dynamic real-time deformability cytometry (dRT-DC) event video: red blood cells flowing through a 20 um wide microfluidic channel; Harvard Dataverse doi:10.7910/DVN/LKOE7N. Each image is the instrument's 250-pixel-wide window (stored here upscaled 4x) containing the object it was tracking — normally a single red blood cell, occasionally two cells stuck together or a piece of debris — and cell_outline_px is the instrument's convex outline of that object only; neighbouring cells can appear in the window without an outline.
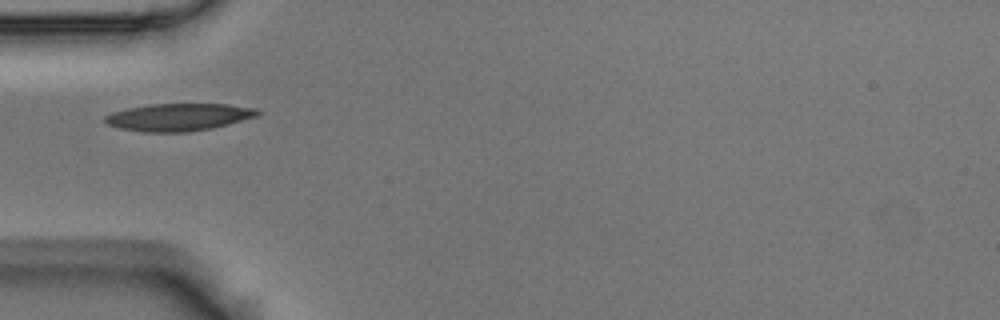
{"species": "Egyptian fruit bat (a non-hibernating species)", "species_latin": "Rousettus aegyptiacus", "temperature_condition": "room temperature", "stored_images_in_passage": 3, "camera_frame_rate_fps": 3000, "um_per_image_px": 0.085, "animal": {"sex": "male"}, "frame": {"image": 1, "passage_image": 1, "time_ms": 0.0, "image_size_px": [1000, 320], "cell_outline_px": [[260, 112], [256, 116], [228, 124], [212, 128], [188, 132], [144, 132], [120, 128], [108, 124], [104, 120], [104, 116], [112, 112], [128, 108], [148, 104], [228, 104], [260, 108]], "centroid_in_image_um": [15.2, 9.95], "position_along_channel_um": 69.8, "area_um2": 24.39}}
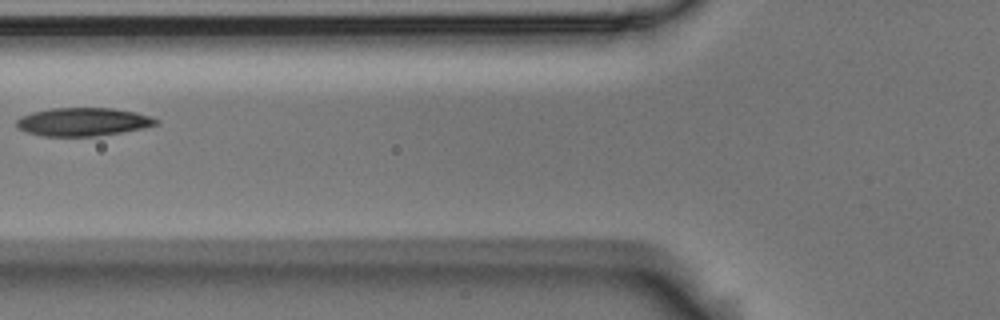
{"frame": {"image": 2, "passage_image": 2, "time_ms": 0.333, "image_size_px": [1000, 320], "cell_outline_px": [[160, 124], [144, 128], [96, 136], [44, 136], [28, 132], [20, 128], [16, 124], [16, 120], [20, 116], [32, 112], [52, 108], [112, 108], [136, 112], [160, 120]], "centroid_in_image_um": [7.08, 10.35], "position_along_channel_um": 118.7, "area_um2": 22.89}}
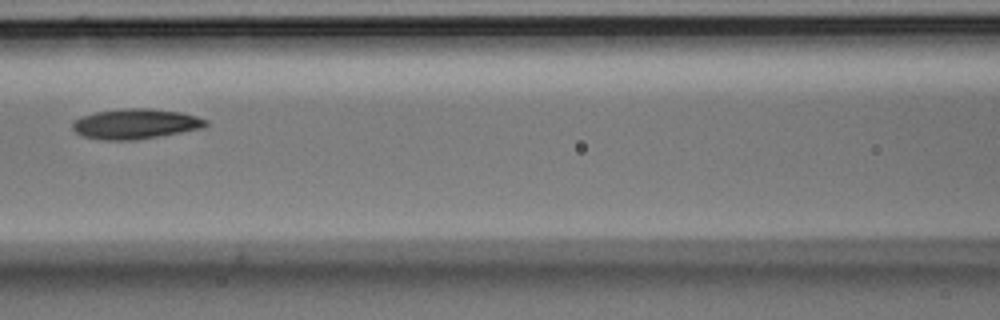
{"frame": {"image": 3, "passage_image": 3, "time_ms": 0.667, "image_size_px": [1000, 320], "cell_outline_px": [[208, 124], [204, 128], [160, 136], [132, 140], [108, 140], [84, 136], [76, 132], [72, 128], [72, 120], [80, 116], [96, 112], [124, 108], [152, 108], [180, 112], [196, 116], [208, 120]], "centroid_in_image_um": [11.53, 10.52], "position_along_channel_um": 155.1, "area_um2": 23.47}}